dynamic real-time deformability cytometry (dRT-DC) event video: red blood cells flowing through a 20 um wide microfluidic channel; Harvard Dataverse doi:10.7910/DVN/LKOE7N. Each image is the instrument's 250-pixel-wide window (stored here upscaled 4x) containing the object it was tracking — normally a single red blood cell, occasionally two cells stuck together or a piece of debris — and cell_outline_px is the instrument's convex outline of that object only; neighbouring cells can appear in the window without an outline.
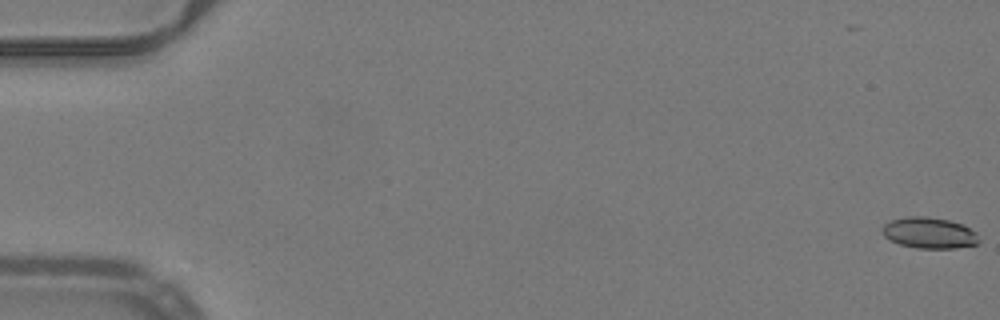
{"species": "common noctule bat (a hibernating species)", "species_latin": "Nyctalus noctula", "temperature_condition": "warm", "stored_images_in_passage": 53, "camera_frame_rate_fps": 3000, "um_per_image_px": 0.085, "animal": {"sex": "male", "body_mass_g": 19.2, "forearm_length_mm": 51.8}, "frame": {"image": 1, "passage_image": 1, "time_ms": 0.0, "image_size_px": [1000, 320], "cell_outline_px": [[980, 240], [976, 244], [956, 248], [916, 248], [900, 244], [888, 240], [884, 236], [884, 224], [892, 220], [908, 216], [924, 216], [948, 220], [960, 224], [976, 232]], "centroid_in_image_um": [78.98, 19.8], "position_along_channel_um": 6.0, "area_um2": 17.28}}
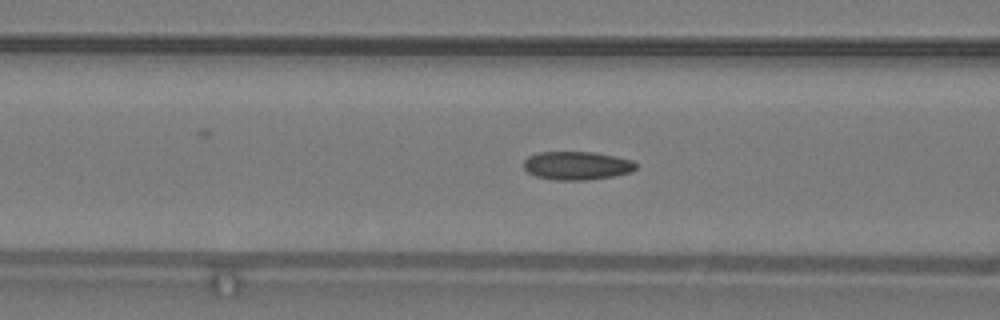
{"frame": {"image": 2, "passage_image": 22, "time_ms": 7.0, "image_size_px": [1000, 320], "cell_outline_px": [[636, 168], [632, 172], [612, 176], [584, 180], [556, 180], [536, 176], [528, 172], [524, 168], [524, 160], [528, 156], [536, 152], [592, 152], [616, 156], [632, 160], [636, 164]], "centroid_in_image_um": [49.02, 14.07], "position_along_channel_um": 117.6, "area_um2": 18.55}}
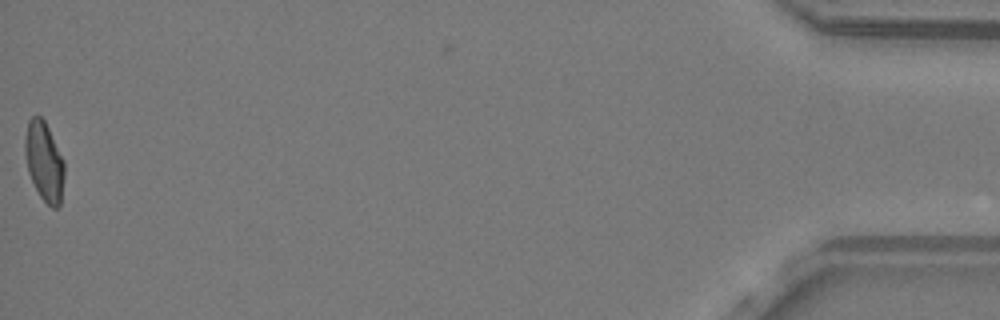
{"frame": {"image": 3, "passage_image": 53, "time_ms": 17.333, "image_size_px": [1000, 320], "cell_outline_px": [[64, 176], [60, 204], [56, 208], [52, 208], [40, 196], [28, 172], [24, 152], [24, 140], [28, 120], [32, 116], [40, 116], [44, 120], [64, 160]], "centroid_in_image_um": [3.74, 13.71], "position_along_channel_um": 431.5, "area_um2": 18.09}, "authors_computed_cell_mechanics": {"area_um2": 18.207, "velocity_mm_per_s": 4.0031, "shape_relaxation_time_tau1_ms": 6.8152, "shape_relaxation_time_tau2_ms": 1.8713, "deformation_change_tau1": 0.1814, "deformation_change_tau2": 0.0756}}